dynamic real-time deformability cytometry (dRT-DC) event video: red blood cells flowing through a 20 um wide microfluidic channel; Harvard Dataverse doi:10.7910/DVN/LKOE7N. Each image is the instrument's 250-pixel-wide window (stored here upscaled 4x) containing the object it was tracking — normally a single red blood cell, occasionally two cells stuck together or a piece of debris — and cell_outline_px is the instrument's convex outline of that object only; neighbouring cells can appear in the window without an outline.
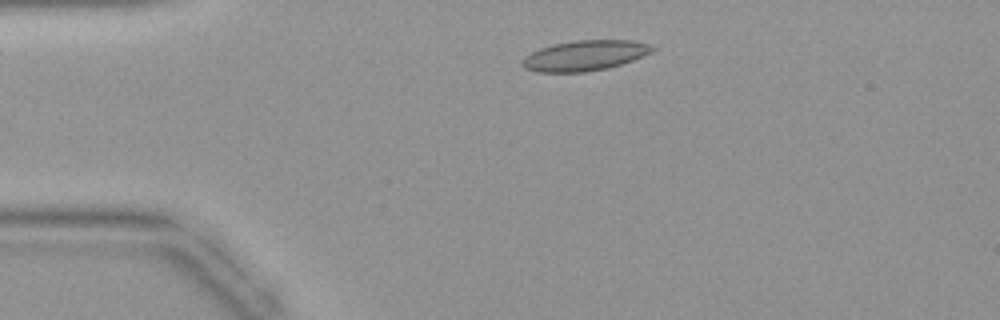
{"species": "common noctule bat (a hibernating species)", "species_latin": "Nyctalus noctula", "temperature_condition": "warm", "stored_images_in_passage": 31, "camera_frame_rate_fps": 3000, "um_per_image_px": 0.085, "animal": {"sex": "female", "body_mass_g": 19.9}, "frame": {"image": 1, "passage_image": 2, "time_ms": 0.333, "image_size_px": [1000, 320], "cell_outline_px": [[656, 48], [652, 52], [632, 60], [608, 68], [584, 72], [536, 72], [524, 68], [520, 64], [520, 60], [524, 56], [540, 48], [552, 44], [576, 40], [632, 40], [652, 44]], "centroid_in_image_um": [49.68, 4.72], "position_along_channel_um": 35.3, "area_um2": 23.18}}
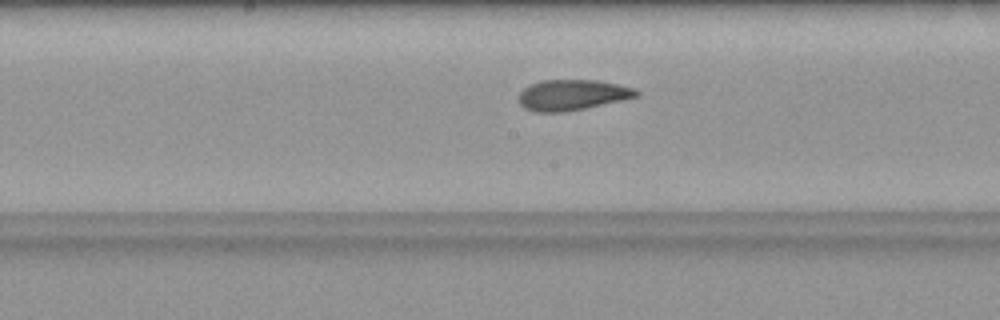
{"frame": {"image": 2, "passage_image": 15, "time_ms": 4.667, "image_size_px": [1000, 320], "cell_outline_px": [[640, 96], [624, 100], [564, 112], [536, 112], [524, 108], [520, 104], [516, 96], [524, 88], [540, 80], [596, 80], [620, 84], [636, 88], [640, 92]], "centroid_in_image_um": [48.66, 8.07], "position_along_channel_um": 199.5, "area_um2": 21.27}}
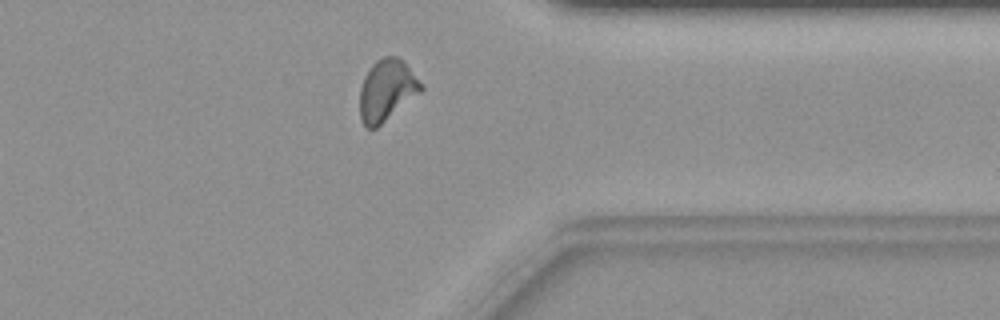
{"frame": {"image": 3, "passage_image": 27, "time_ms": 8.667, "image_size_px": [1000, 320], "cell_outline_px": [[424, 88], [420, 92], [376, 128], [368, 128], [360, 120], [360, 88], [364, 76], [372, 64], [376, 60], [384, 56], [396, 56], [404, 60], [424, 84]], "centroid_in_image_um": [32.88, 7.63], "position_along_channel_um": 378.5, "area_um2": 21.96}}